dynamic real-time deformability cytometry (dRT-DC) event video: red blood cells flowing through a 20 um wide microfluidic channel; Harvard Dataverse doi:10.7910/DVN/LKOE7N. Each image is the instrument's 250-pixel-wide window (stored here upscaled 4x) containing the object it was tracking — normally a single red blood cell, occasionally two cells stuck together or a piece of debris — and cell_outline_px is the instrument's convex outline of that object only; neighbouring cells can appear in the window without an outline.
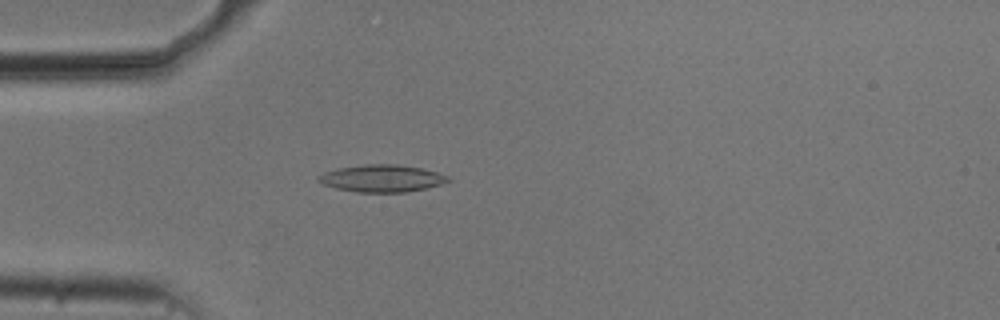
{"species": "common noctule bat (a hibernating species)", "species_latin": "Nyctalus noctula", "temperature_condition": "cold", "stored_images_in_passage": 54, "camera_frame_rate_fps": 3000, "um_per_image_px": 0.085, "animal": {"sex": "male", "body_mass_g": 20.5, "forearm_length_mm": 52.5}, "frame": {"image": 1, "passage_image": 15, "time_ms": 4.667, "image_size_px": [1000, 320], "cell_outline_px": [[452, 180], [440, 184], [424, 188], [404, 192], [356, 192], [336, 188], [324, 184], [316, 180], [316, 176], [324, 172], [336, 168], [364, 164], [396, 164], [424, 168], [452, 176]], "centroid_in_image_um": [32.47, 15.14], "position_along_channel_um": 52.5, "area_um2": 20.75}}
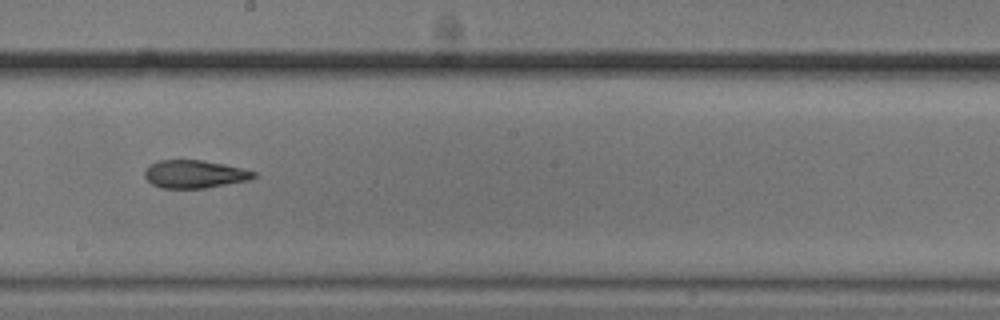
{"frame": {"image": 2, "passage_image": 30, "time_ms": 9.667, "image_size_px": [1000, 320], "cell_outline_px": [[256, 176], [248, 180], [204, 188], [160, 188], [152, 184], [144, 176], [144, 168], [148, 164], [156, 160], [200, 160], [224, 164], [256, 172]], "centroid_in_image_um": [16.46, 14.79], "position_along_channel_um": 231.7, "area_um2": 17.74}}
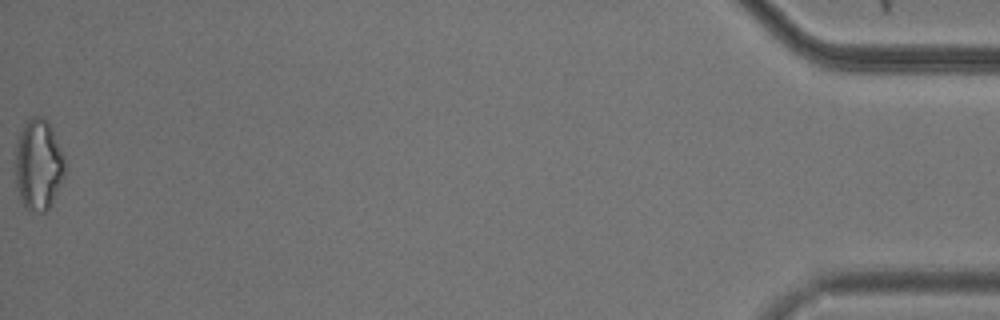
{"frame": {"image": 3, "passage_image": 54, "time_ms": 17.667, "image_size_px": [1000, 320], "cell_outline_px": [[68, 168], [48, 208], [44, 212], [40, 212], [24, 208], [16, 184], [16, 140], [24, 124], [32, 116], [44, 116], [48, 120], [52, 128], [64, 156]], "centroid_in_image_um": [3.28, 13.95], "position_along_channel_um": 431.9, "area_um2": 26.36}, "authors_computed_cell_mechanics": {"area_um2": 19.4497, "velocity_mm_per_s": 3.7382, "shape_relaxation_time_tau1_ms": null, "shape_relaxation_time_tau2_ms": 3.2105, "deformation_change_tau1": null, "deformation_change_tau2": 0.1148}}